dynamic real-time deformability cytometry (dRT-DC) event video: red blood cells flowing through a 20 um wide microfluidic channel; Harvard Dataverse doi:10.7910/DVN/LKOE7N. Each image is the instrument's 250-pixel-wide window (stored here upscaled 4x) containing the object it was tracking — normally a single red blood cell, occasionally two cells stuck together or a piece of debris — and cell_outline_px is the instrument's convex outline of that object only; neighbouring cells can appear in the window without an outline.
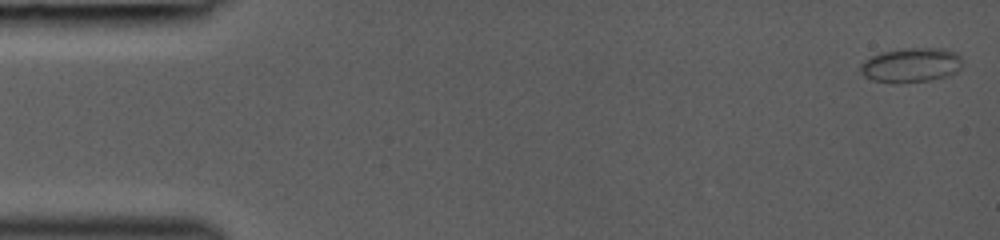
{"species": "common noctule bat (a hibernating species)", "species_latin": "Nyctalus noctula", "temperature_condition": "room temperature", "stored_images_in_passage": 10, "camera_frame_rate_fps": 3000, "um_per_image_px": 0.085, "animal": {"sex": "female", "body_mass_g": 19.0, "forearm_length_mm": 53.3}, "frame": {"image": 1, "passage_image": 1, "time_ms": 0.0, "image_size_px": [1000, 240], "cell_outline_px": [[960, 68], [956, 72], [944, 76], [928, 80], [900, 84], [896, 84], [872, 80], [864, 76], [860, 72], [860, 64], [864, 60], [880, 52], [904, 48], [944, 48], [956, 52], [960, 56]], "centroid_in_image_um": [77.39, 5.53], "position_along_channel_um": 7.6, "area_um2": 20.63}}
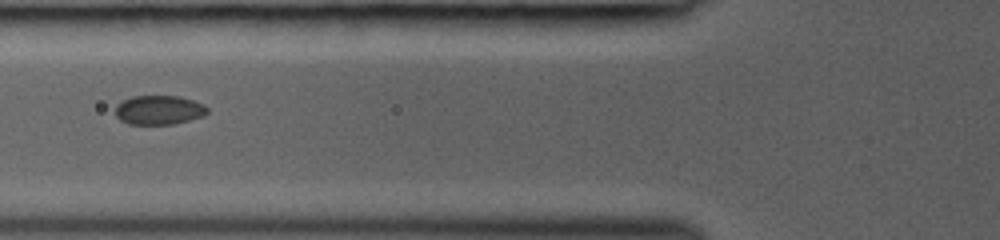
{"frame": {"image": 2, "passage_image": 7, "time_ms": 5.667, "image_size_px": [1000, 240], "cell_outline_px": [[208, 112], [204, 116], [172, 124], [128, 124], [120, 120], [116, 116], [116, 104], [120, 100], [132, 96], [180, 96], [204, 104], [208, 108]], "centroid_in_image_um": [13.49, 9.34], "position_along_channel_um": 112.3, "area_um2": 15.78}}
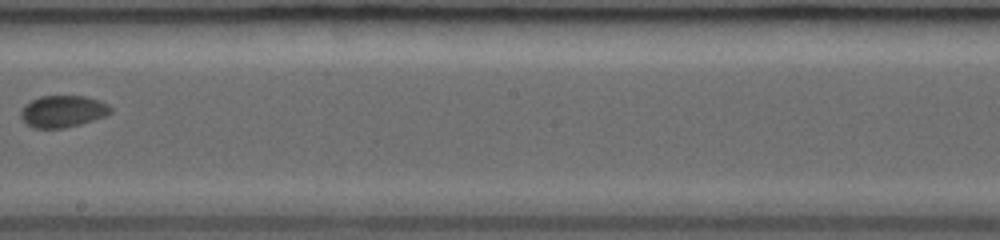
{"frame": {"image": 3, "passage_image": 10, "time_ms": 8.667, "image_size_px": [1000, 240], "cell_outline_px": [[112, 112], [104, 116], [80, 124], [64, 128], [32, 128], [20, 116], [20, 112], [24, 104], [40, 96], [84, 96], [100, 100], [108, 104], [112, 108]], "centroid_in_image_um": [5.34, 9.46], "position_along_channel_um": 242.9, "area_um2": 16.65}}